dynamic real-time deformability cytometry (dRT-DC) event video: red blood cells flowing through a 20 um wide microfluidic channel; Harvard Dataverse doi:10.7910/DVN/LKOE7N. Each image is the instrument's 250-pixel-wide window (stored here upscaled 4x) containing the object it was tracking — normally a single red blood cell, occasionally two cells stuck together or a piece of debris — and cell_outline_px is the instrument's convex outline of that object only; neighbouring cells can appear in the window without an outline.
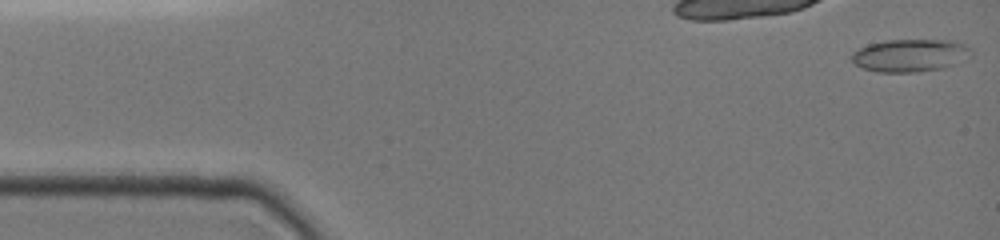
{"species": "common noctule bat (a hibernating species)", "species_latin": "Nyctalus noctula", "temperature_condition": "cold", "stored_images_in_passage": 46, "camera_frame_rate_fps": 3000, "um_per_image_px": 0.085, "animal": {"sex": "female", "body_mass_g": 19.0, "forearm_length_mm": 51.5}, "frame": {"image": 1, "passage_image": 1, "time_ms": 0.0, "image_size_px": [1000, 240], "cell_outline_px": [[972, 56], [956, 64], [944, 68], [916, 72], [876, 72], [864, 68], [856, 64], [852, 60], [852, 56], [860, 48], [868, 44], [884, 40], [952, 40], [964, 44], [972, 52]], "centroid_in_image_um": [77.41, 4.71], "position_along_channel_um": 7.6, "area_um2": 22.72}}
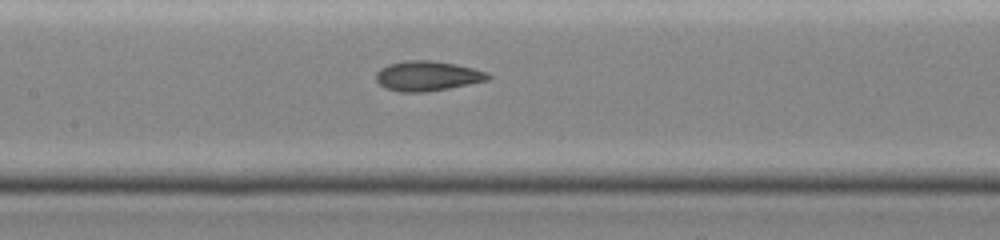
{"frame": {"image": 2, "passage_image": 22, "time_ms": 7.0, "image_size_px": [1000, 240], "cell_outline_px": [[492, 76], [488, 80], [448, 88], [420, 92], [400, 92], [388, 88], [380, 84], [376, 80], [376, 72], [380, 68], [388, 64], [404, 60], [432, 60], [456, 64], [488, 72]], "centroid_in_image_um": [36.32, 6.44], "position_along_channel_um": 171.1, "area_um2": 19.42}}
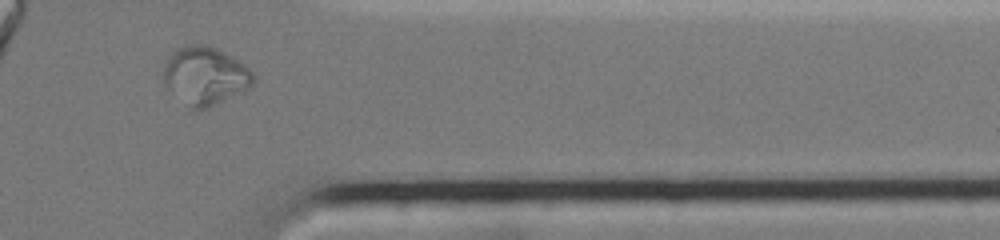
{"frame": {"image": 3, "passage_image": 39, "time_ms": 12.667, "image_size_px": [1000, 240], "cell_outline_px": [[256, 76], [252, 84], [248, 88], [204, 108], [192, 108], [164, 80], [164, 68], [168, 56], [176, 48], [184, 44], [204, 44], [216, 48], [224, 52], [248, 68]], "centroid_in_image_um": [17.45, 6.36], "position_along_channel_um": 394.0, "area_um2": 29.07}}